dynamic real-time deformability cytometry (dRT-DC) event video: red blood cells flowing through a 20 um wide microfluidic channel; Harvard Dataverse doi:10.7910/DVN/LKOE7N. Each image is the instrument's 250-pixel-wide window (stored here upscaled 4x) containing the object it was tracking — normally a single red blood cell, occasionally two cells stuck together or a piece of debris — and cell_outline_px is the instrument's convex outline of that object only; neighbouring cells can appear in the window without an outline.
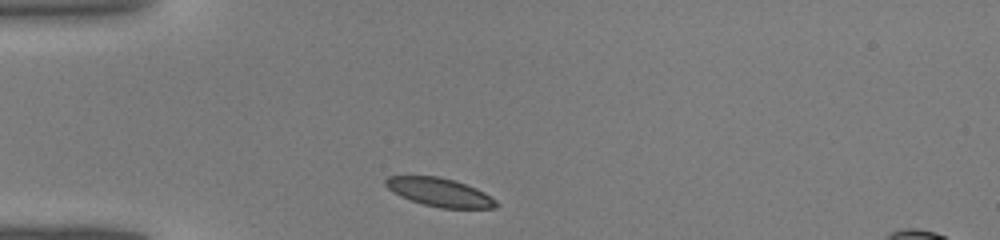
{"species": "common noctule bat (a hibernating species)", "species_latin": "Nyctalus noctula", "temperature_condition": "warm", "stored_images_in_passage": 26, "camera_frame_rate_fps": 3000, "um_per_image_px": 0.085, "animal": {"sex": "male", "body_mass_g": 19.0, "forearm_length_mm": 50.8}, "frame": {"image": 1, "passage_image": 1, "time_ms": 0.0, "image_size_px": [1000, 240], "cell_outline_px": [[500, 204], [496, 208], [440, 208], [424, 204], [400, 196], [392, 192], [384, 184], [384, 180], [388, 176], [436, 176], [456, 180], [476, 188], [484, 192], [496, 200]], "centroid_in_image_um": [37.38, 16.34], "position_along_channel_um": 47.6, "area_um2": 18.38}}
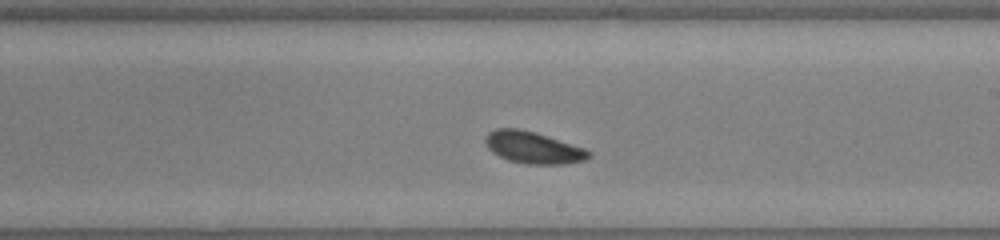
{"frame": {"image": 2, "passage_image": 15, "time_ms": 4.667, "image_size_px": [1000, 240], "cell_outline_px": [[592, 156], [584, 160], [564, 164], [524, 164], [508, 160], [492, 152], [488, 148], [484, 140], [484, 136], [488, 132], [496, 128], [516, 128], [536, 132], [584, 148], [592, 152]], "centroid_in_image_um": [45.3, 12.54], "position_along_channel_um": 243.7, "area_um2": 19.31}}
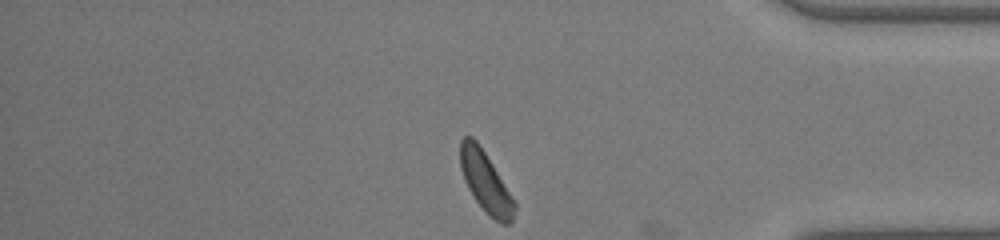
{"frame": {"image": 3, "passage_image": 26, "time_ms": 8.333, "image_size_px": [1000, 240], "cell_outline_px": [[516, 208], [512, 220], [508, 224], [500, 224], [488, 216], [476, 200], [468, 188], [464, 180], [460, 168], [460, 140], [464, 136], [472, 136], [476, 140], [492, 164], [516, 204]], "centroid_in_image_um": [41.25, 15.49], "position_along_channel_um": 393.9, "area_um2": 18.9}}